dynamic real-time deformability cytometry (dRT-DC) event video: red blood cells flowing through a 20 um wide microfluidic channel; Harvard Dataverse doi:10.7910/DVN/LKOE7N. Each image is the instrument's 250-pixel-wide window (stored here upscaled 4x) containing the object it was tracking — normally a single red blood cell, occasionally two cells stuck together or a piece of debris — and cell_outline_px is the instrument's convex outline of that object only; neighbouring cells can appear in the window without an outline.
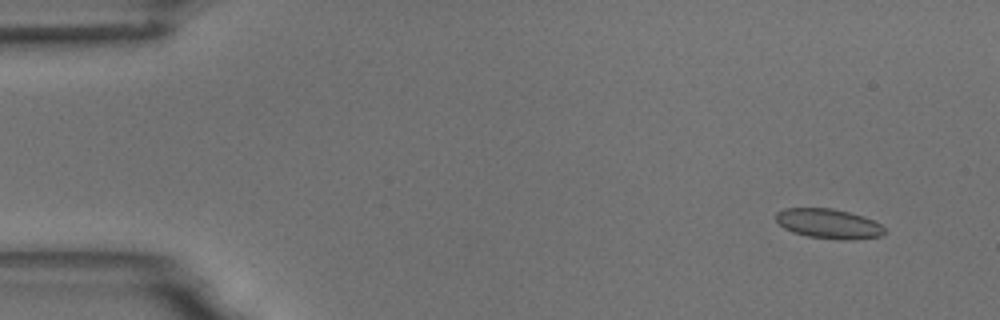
{"species": "common noctule bat (a hibernating species)", "species_latin": "Nyctalus noctula", "temperature_condition": "room temperature", "stored_images_in_passage": 56, "camera_frame_rate_fps": 3000, "um_per_image_px": 0.085, "animal": {"sex": "male", "body_mass_g": 18.8}, "frame": {"image": 1, "passage_image": 5, "time_ms": 1.333, "image_size_px": [1000, 320], "cell_outline_px": [[884, 232], [880, 236], [856, 240], [836, 240], [808, 236], [792, 232], [784, 228], [776, 220], [776, 212], [784, 208], [832, 208], [864, 216], [880, 224], [884, 228]], "centroid_in_image_um": [70.42, 19.02], "position_along_channel_um": 14.6, "area_um2": 18.9}}
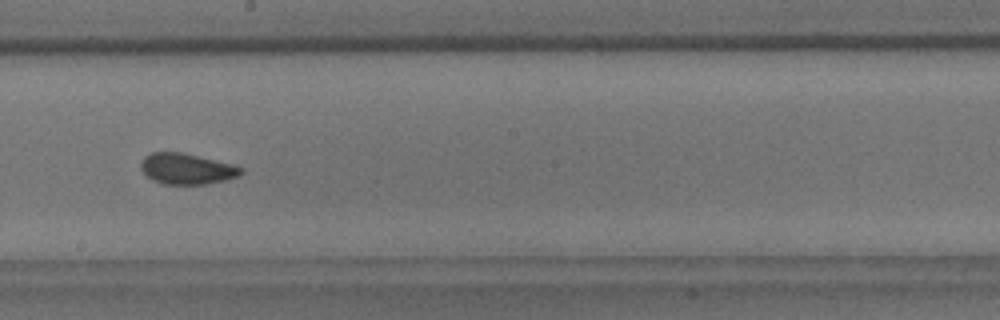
{"frame": {"image": 2, "passage_image": 32, "time_ms": 10.333, "image_size_px": [1000, 320], "cell_outline_px": [[244, 172], [240, 176], [224, 180], [204, 184], [164, 184], [152, 180], [140, 168], [140, 164], [144, 156], [152, 152], [184, 152], [232, 164], [244, 168]], "centroid_in_image_um": [15.89, 14.34], "position_along_channel_um": 232.3, "area_um2": 18.09}}
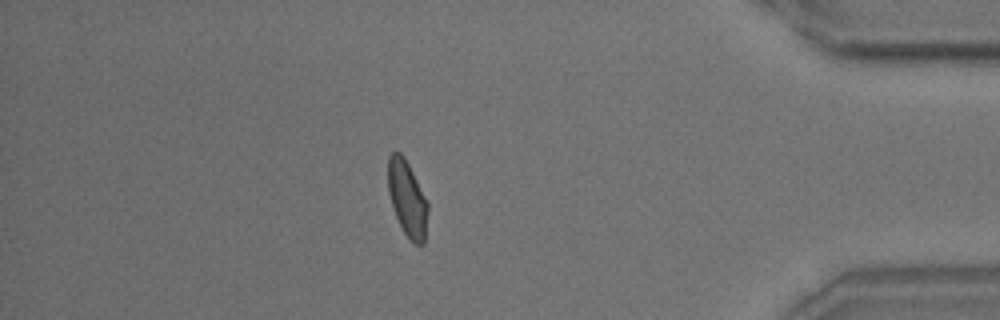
{"frame": {"image": 3, "passage_image": 49, "time_ms": 16.0, "image_size_px": [1000, 320], "cell_outline_px": [[428, 212], [424, 244], [416, 244], [404, 232], [396, 216], [388, 192], [388, 156], [392, 152], [400, 152], [404, 156], [428, 200]], "centroid_in_image_um": [34.63, 16.84], "position_along_channel_um": 400.6, "area_um2": 17.51}, "authors_computed_cell_mechanics": {"area_um2": 18.0336, "velocity_mm_per_s": 3.6437, "shape_relaxation_time_tau1_ms": 5.492, "shape_relaxation_time_tau2_ms": 1.2332, "deformation_change_tau1": 0.1399, "deformation_change_tau2": 0.0725}}